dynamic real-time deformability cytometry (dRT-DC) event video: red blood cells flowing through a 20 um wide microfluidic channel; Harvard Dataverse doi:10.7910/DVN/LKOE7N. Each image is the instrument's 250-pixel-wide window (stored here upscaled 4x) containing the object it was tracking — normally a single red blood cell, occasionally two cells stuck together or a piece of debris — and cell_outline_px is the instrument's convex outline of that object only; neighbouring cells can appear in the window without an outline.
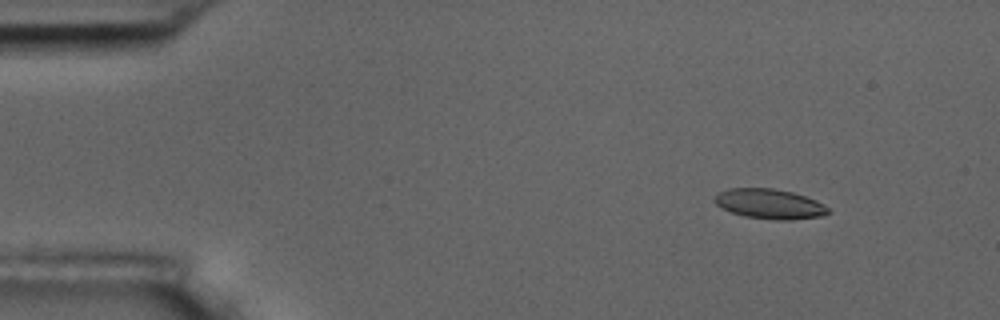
{"species": "common noctule bat (a hibernating species)", "species_latin": "Nyctalus noctula", "temperature_condition": "room temperature", "stored_images_in_passage": 5, "camera_frame_rate_fps": 3000, "um_per_image_px": 0.085, "animal": {"sex": "male", "body_mass_g": 17.5, "forearm_length_mm": 52.3}, "frame": {"image": 1, "passage_image": 2, "time_ms": 1.0, "image_size_px": [1000, 320], "cell_outline_px": [[832, 212], [824, 216], [792, 220], [776, 220], [744, 216], [732, 212], [716, 204], [712, 200], [716, 192], [728, 188], [772, 188], [792, 192], [816, 200], [828, 208]], "centroid_in_image_um": [65.41, 17.33], "position_along_channel_um": 19.6, "area_um2": 19.94}}
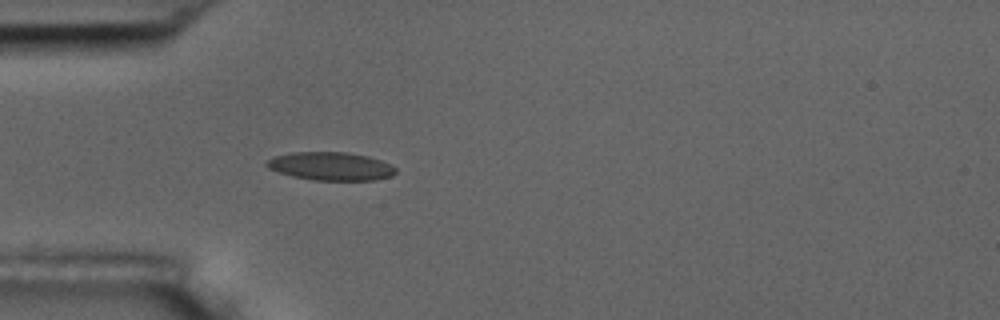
{"frame": {"image": 2, "passage_image": 5, "time_ms": 4.333, "image_size_px": [1000, 320], "cell_outline_px": [[396, 172], [392, 176], [376, 180], [312, 180], [292, 176], [268, 168], [264, 164], [272, 156], [292, 152], [348, 152], [368, 156], [392, 164], [396, 168]], "centroid_in_image_um": [28.13, 14.12], "position_along_channel_um": 56.9, "area_um2": 21.39}}